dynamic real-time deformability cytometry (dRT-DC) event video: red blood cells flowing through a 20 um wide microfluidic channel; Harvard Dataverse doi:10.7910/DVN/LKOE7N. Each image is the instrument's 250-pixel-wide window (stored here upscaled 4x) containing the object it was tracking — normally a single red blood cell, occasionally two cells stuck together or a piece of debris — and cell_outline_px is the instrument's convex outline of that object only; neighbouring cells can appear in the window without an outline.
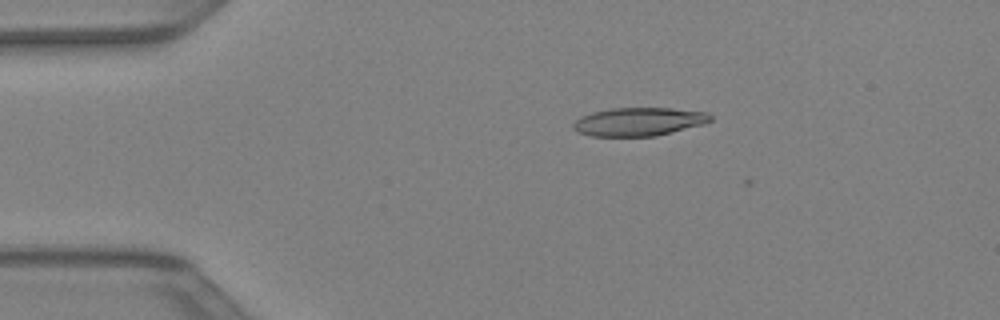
{"species": "Egyptian fruit bat (a non-hibernating species)", "species_latin": "Rousettus aegyptiacus", "temperature_condition": "warm", "stored_images_in_passage": 2, "camera_frame_rate_fps": 3000, "um_per_image_px": 0.085, "animal": {"sex": "female"}, "frame": {"image": 1, "passage_image": 1, "time_ms": 0.0, "image_size_px": [1000, 320], "cell_outline_px": [[712, 120], [704, 124], [656, 136], [592, 136], [576, 132], [572, 128], [572, 124], [580, 116], [592, 112], [612, 108], [672, 108], [708, 112], [712, 116]], "centroid_in_image_um": [54.29, 10.34], "position_along_channel_um": 30.7, "area_um2": 22.83}}